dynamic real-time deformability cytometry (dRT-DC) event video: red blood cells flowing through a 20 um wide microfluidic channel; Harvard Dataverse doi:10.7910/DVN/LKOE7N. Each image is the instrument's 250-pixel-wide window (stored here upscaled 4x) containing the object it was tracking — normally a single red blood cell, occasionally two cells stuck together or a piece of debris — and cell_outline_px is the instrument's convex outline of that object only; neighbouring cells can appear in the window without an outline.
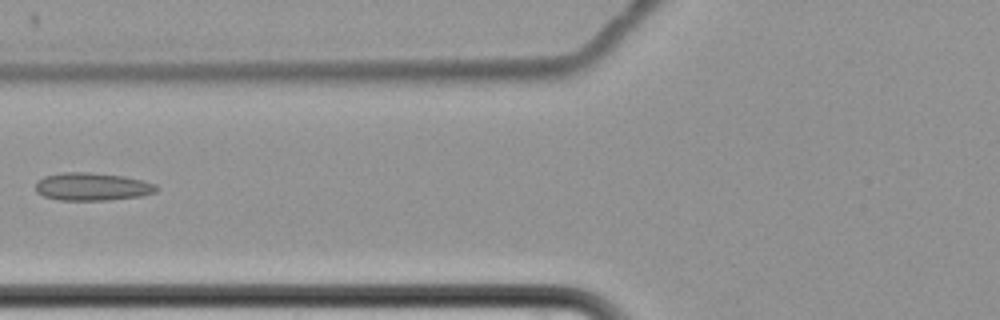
{"species": "common noctule bat (a hibernating species)", "species_latin": "Nyctalus noctula", "temperature_condition": "cold", "stored_images_in_passage": 7, "camera_frame_rate_fps": 3000, "um_per_image_px": 0.085, "animal": {"sex": "female", "body_mass_g": 22.7, "forearm_length_mm": 54.2}, "frame": {"image": 1, "passage_image": 7, "time_ms": 8.667, "image_size_px": [1000, 320], "cell_outline_px": [[160, 188], [156, 192], [140, 196], [108, 200], [60, 200], [44, 196], [36, 192], [36, 184], [44, 176], [64, 172], [88, 172], [124, 176], [156, 184]], "centroid_in_image_um": [7.86, 15.87], "position_along_channel_um": 117.9, "area_um2": 19.54}}